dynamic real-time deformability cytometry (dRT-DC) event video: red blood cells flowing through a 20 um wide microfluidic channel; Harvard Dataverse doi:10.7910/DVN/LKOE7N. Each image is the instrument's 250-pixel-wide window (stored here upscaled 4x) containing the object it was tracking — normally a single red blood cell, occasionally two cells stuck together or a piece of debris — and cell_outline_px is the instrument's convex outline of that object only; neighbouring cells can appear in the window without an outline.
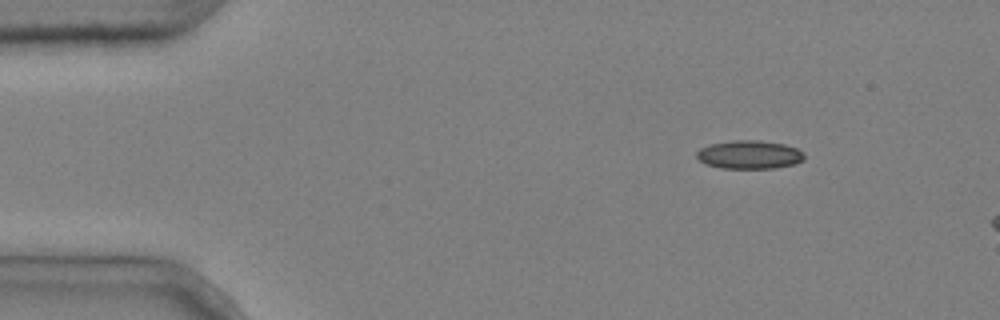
{"species": "common noctule bat (a hibernating species)", "species_latin": "Nyctalus noctula", "temperature_condition": "cold", "stored_images_in_passage": 3, "camera_frame_rate_fps": 3000, "um_per_image_px": 0.085, "animal": {"sex": "male", "body_mass_g": 20.4}, "frame": {"image": 1, "passage_image": 1, "time_ms": 0.0, "image_size_px": [1000, 320], "cell_outline_px": [[804, 160], [796, 164], [772, 168], [720, 168], [708, 164], [700, 160], [696, 156], [696, 152], [700, 148], [708, 144], [732, 140], [760, 140], [784, 144], [796, 148], [804, 152]], "centroid_in_image_um": [63.71, 13.13], "position_along_channel_um": 21.3, "area_um2": 17.92}}